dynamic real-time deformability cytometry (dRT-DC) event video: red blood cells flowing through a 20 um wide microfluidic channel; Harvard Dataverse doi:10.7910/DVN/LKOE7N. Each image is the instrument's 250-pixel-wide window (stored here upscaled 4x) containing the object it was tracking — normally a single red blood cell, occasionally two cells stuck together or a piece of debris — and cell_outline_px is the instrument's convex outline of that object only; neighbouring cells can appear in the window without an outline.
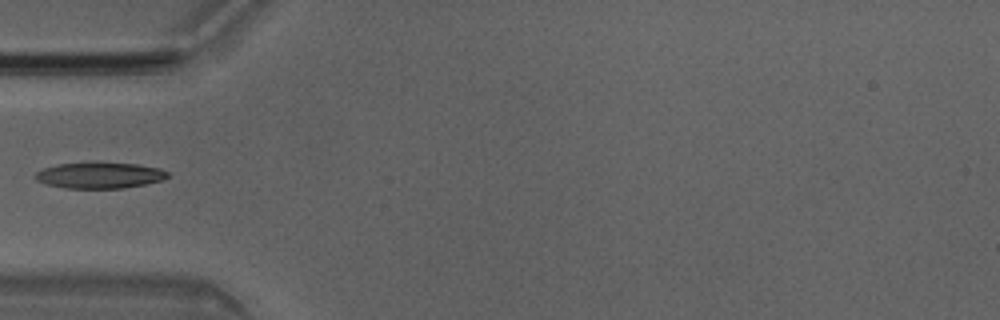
{"species": "Egyptian fruit bat (a non-hibernating species)", "species_latin": "Rousettus aegyptiacus", "temperature_condition": "room temperature", "stored_images_in_passage": 6, "camera_frame_rate_fps": 3000, "um_per_image_px": 0.085, "animal": {"sex": "male"}, "frame": {"image": 1, "passage_image": 5, "time_ms": 1.333, "image_size_px": [1000, 320], "cell_outline_px": [[168, 176], [164, 180], [124, 188], [64, 188], [44, 184], [36, 180], [36, 172], [44, 168], [56, 164], [136, 164], [160, 168], [168, 172]], "centroid_in_image_um": [8.47, 14.93], "position_along_channel_um": 76.5, "area_um2": 19.59}}